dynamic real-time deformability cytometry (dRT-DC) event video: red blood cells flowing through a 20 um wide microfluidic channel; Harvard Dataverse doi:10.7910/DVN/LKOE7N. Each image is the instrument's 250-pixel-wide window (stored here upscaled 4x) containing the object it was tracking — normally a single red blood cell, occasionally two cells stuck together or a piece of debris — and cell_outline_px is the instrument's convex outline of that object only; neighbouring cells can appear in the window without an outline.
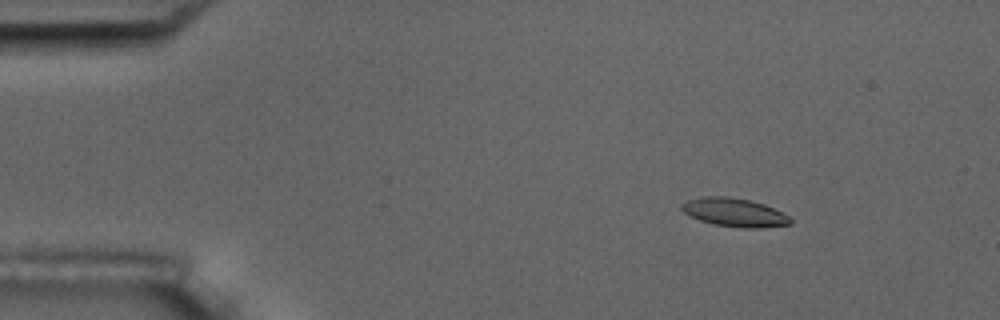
{"species": "common noctule bat (a hibernating species)", "species_latin": "Nyctalus noctula", "temperature_condition": "room temperature", "stored_images_in_passage": 5, "camera_frame_rate_fps": 3000, "um_per_image_px": 0.085, "animal": {"sex": "male", "body_mass_g": 17.5, "forearm_length_mm": 52.3}, "frame": {"image": 1, "passage_image": 3, "time_ms": 2.333, "image_size_px": [1000, 320], "cell_outline_px": [[792, 224], [760, 228], [744, 228], [712, 224], [700, 220], [684, 212], [680, 208], [680, 204], [688, 200], [700, 196], [728, 196], [748, 200], [764, 204], [788, 216], [792, 220]], "centroid_in_image_um": [62.4, 18.05], "position_along_channel_um": 22.6, "area_um2": 17.98}}